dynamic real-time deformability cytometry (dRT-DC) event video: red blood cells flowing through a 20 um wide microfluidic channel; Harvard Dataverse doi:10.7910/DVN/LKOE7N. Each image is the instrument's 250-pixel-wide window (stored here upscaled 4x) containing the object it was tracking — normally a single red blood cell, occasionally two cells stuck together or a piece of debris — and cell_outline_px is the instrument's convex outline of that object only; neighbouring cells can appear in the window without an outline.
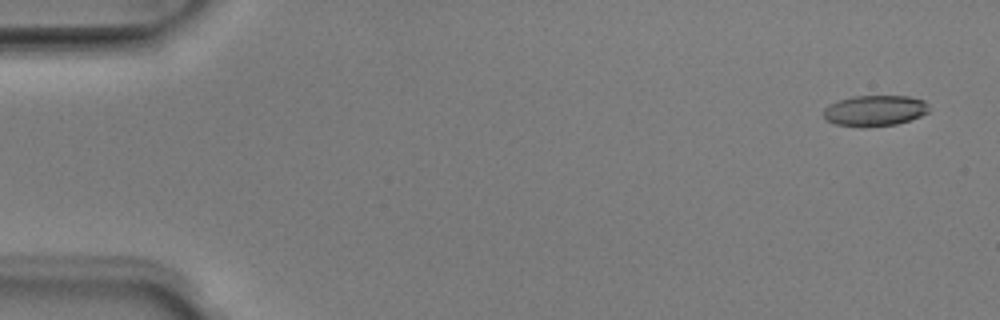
{"species": "Egyptian fruit bat (a non-hibernating species)", "species_latin": "Rousettus aegyptiacus", "temperature_condition": "room temperature", "stored_images_in_passage": 51, "camera_frame_rate_fps": 3000, "um_per_image_px": 0.085, "animal": {"sex": "male"}, "frame": {"image": 1, "passage_image": 3, "time_ms": 0.667, "image_size_px": [1000, 320], "cell_outline_px": [[928, 112], [920, 116], [896, 124], [864, 128], [860, 128], [836, 124], [824, 120], [824, 108], [828, 104], [852, 96], [908, 96], [924, 100], [928, 104]], "centroid_in_image_um": [74.32, 9.41], "position_along_channel_um": 10.7, "area_um2": 19.13}}
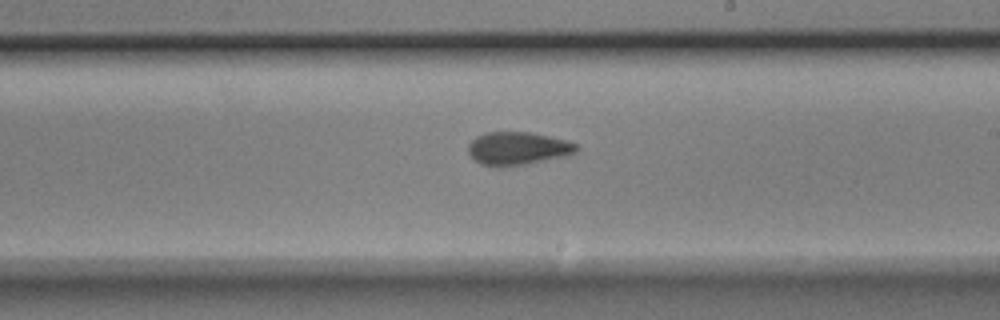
{"frame": {"image": 2, "passage_image": 30, "time_ms": 9.667, "image_size_px": [1000, 320], "cell_outline_px": [[580, 148], [576, 152], [568, 156], [528, 164], [480, 164], [468, 152], [468, 144], [476, 136], [484, 132], [532, 132], [568, 140], [576, 144]], "centroid_in_image_um": [44.08, 12.58], "position_along_channel_um": 244.9, "area_um2": 20.63}}
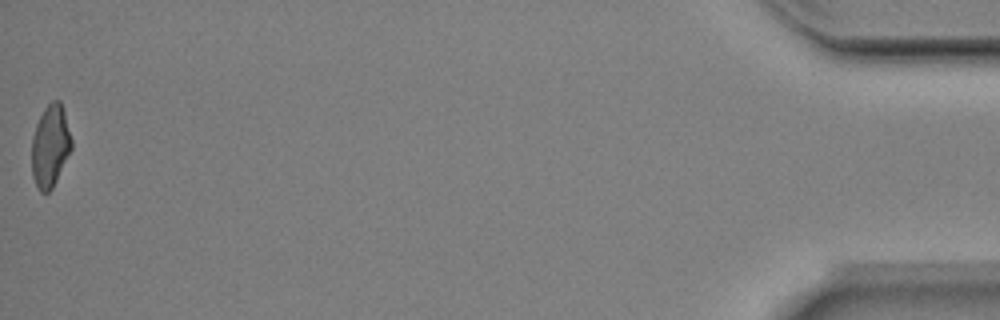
{"frame": {"image": 3, "passage_image": 51, "time_ms": 16.667, "image_size_px": [1000, 320], "cell_outline_px": [[72, 148], [52, 188], [48, 192], [40, 192], [32, 176], [32, 136], [36, 124], [44, 108], [52, 100], [60, 100], [64, 112], [72, 140]], "centroid_in_image_um": [4.26, 12.39], "position_along_channel_um": 430.9, "area_um2": 18.9}, "authors_computed_cell_mechanics": {"area_um2": 20.1144, "velocity_mm_per_s": 4.0411, "shape_relaxation_time_tau1_ms": 4.5732, "shape_relaxation_time_tau2_ms": 2.2029, "deformation_change_tau1": 0.1803, "deformation_change_tau2": 0.099}}